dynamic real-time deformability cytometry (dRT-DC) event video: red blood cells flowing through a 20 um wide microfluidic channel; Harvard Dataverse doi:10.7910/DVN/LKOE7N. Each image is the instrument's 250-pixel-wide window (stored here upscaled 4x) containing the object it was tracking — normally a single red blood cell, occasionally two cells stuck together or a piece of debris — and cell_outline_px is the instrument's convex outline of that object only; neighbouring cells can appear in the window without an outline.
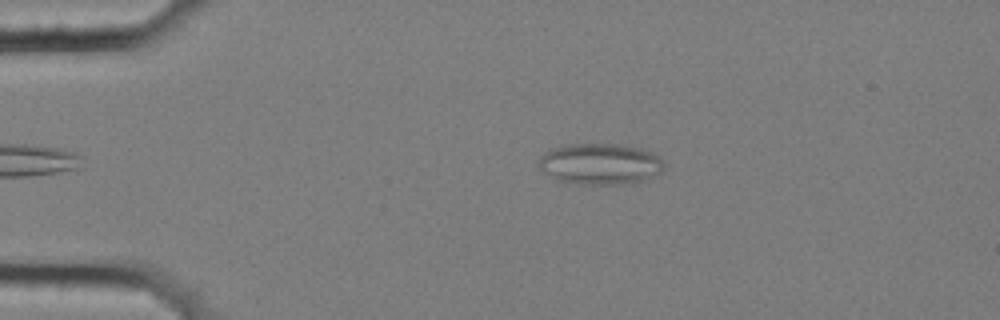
{"species": "common noctule bat (a hibernating species)", "species_latin": "Nyctalus noctula", "temperature_condition": "cold", "stored_images_in_passage": 5, "camera_frame_rate_fps": 3000, "um_per_image_px": 0.085, "animal": {"sex": "female", "body_mass_g": 25.1}, "frame": {"image": 1, "passage_image": 5, "time_ms": 1.333, "image_size_px": [1000, 320], "cell_outline_px": [[664, 168], [660, 172], [644, 180], [620, 184], [580, 184], [556, 180], [548, 176], [540, 168], [540, 156], [544, 152], [560, 144], [620, 144], [640, 148], [652, 152], [660, 156], [664, 164]], "centroid_in_image_um": [51.0, 13.92], "position_along_channel_um": 34.0, "area_um2": 30.17}}